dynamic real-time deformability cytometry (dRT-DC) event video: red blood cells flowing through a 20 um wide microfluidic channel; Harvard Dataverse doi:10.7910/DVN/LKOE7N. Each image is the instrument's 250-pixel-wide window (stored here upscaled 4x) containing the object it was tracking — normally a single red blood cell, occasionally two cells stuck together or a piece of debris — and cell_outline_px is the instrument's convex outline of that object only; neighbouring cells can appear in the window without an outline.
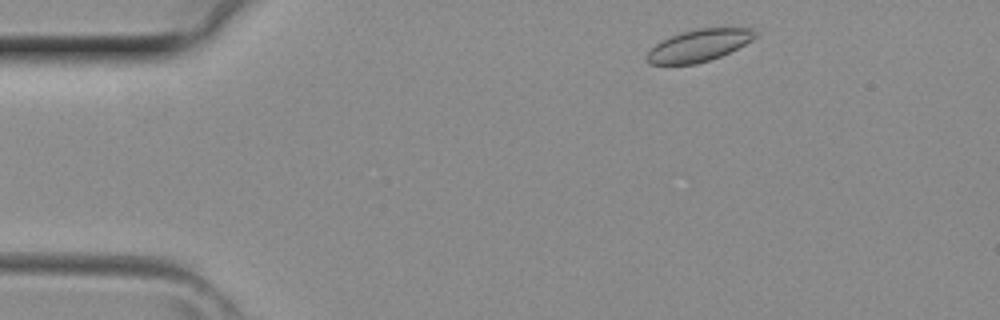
{"species": "common noctule bat (a hibernating species)", "species_latin": "Nyctalus noctula", "temperature_condition": "room temperature", "stored_images_in_passage": 3, "camera_frame_rate_fps": 3000, "um_per_image_px": 0.085, "animal": {"sex": "female", "body_mass_g": 29.2, "forearm_length_mm": 56.3}, "frame": {"image": 1, "passage_image": 1, "time_ms": 0.0, "image_size_px": [1000, 320], "cell_outline_px": [[756, 36], [752, 40], [720, 56], [696, 64], [648, 64], [644, 60], [644, 56], [660, 40], [684, 32], [700, 28], [752, 28], [756, 32]], "centroid_in_image_um": [59.35, 3.87], "position_along_channel_um": 25.6, "area_um2": 19.94}}